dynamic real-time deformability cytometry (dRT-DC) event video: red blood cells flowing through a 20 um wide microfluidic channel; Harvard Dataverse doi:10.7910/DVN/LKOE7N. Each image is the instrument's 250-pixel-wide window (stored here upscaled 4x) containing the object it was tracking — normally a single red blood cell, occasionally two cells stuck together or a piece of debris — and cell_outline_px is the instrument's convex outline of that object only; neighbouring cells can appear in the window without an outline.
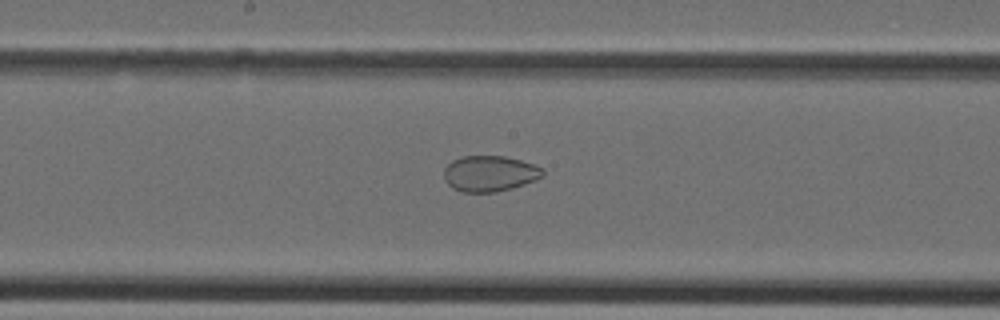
{"species": "Egyptian fruit bat (a non-hibernating species)", "species_latin": "Rousettus aegyptiacus", "temperature_condition": "cold", "stored_images_in_passage": 34, "segment_of_instrument_passage": [2, 2], "camera_frame_rate_fps": 3000, "um_per_image_px": 0.085, "animal": {"sex": "female"}, "frame": {"image": 1, "passage_image": 20, "time_ms": 6.333, "image_size_px": [1000, 320], "cell_outline_px": [[544, 176], [524, 184], [512, 188], [496, 192], [464, 192], [452, 188], [444, 180], [444, 168], [452, 160], [464, 156], [504, 156], [520, 160], [544, 168]], "centroid_in_image_um": [41.62, 14.75], "position_along_channel_um": 206.6, "area_um2": 20.63}}
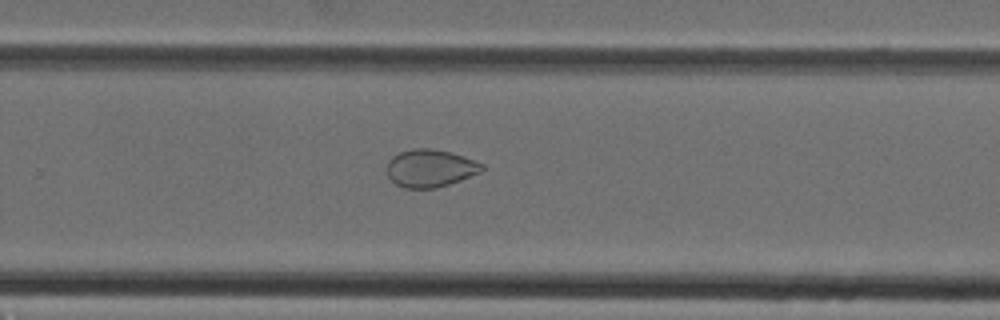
{"frame": {"image": 2, "passage_image": 25, "time_ms": 8.0, "image_size_px": [1000, 320], "cell_outline_px": [[484, 168], [480, 172], [460, 180], [436, 188], [404, 188], [396, 184], [388, 176], [388, 160], [392, 156], [400, 152], [412, 148], [432, 148], [452, 152], [484, 164]], "centroid_in_image_um": [36.56, 14.28], "position_along_channel_um": 293.2, "area_um2": 20.81}}